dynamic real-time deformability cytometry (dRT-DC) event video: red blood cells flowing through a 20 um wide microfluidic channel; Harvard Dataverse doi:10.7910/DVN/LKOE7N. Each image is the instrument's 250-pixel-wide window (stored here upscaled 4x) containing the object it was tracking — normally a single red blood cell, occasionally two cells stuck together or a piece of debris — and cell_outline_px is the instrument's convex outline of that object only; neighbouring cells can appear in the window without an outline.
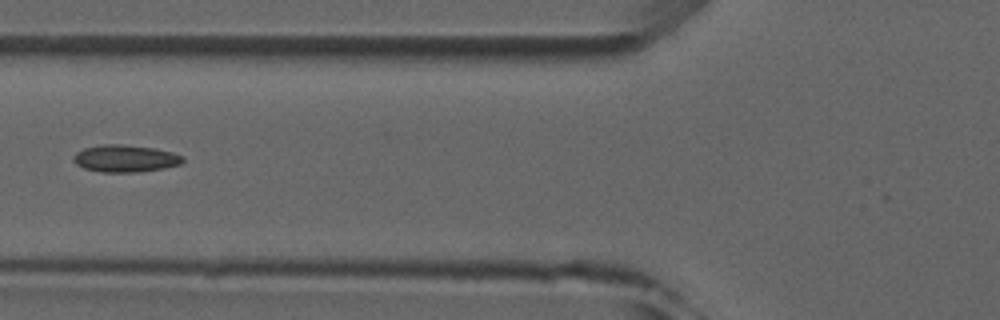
{"species": "common noctule bat (a hibernating species)", "species_latin": "Nyctalus noctula", "temperature_condition": "room temperature", "stored_images_in_passage": 6, "camera_frame_rate_fps": 3000, "um_per_image_px": 0.085, "animal": {"sex": "male", "forearm_length_mm": 52.5}, "frame": {"image": 1, "passage_image": 5, "time_ms": 5.667, "image_size_px": [1000, 320], "cell_outline_px": [[184, 160], [180, 164], [164, 168], [136, 172], [100, 172], [84, 168], [76, 164], [72, 160], [72, 156], [76, 152], [84, 148], [100, 144], [120, 144], [152, 148], [172, 152], [184, 156]], "centroid_in_image_um": [10.61, 13.47], "position_along_channel_um": 115.2, "area_um2": 17.34}}
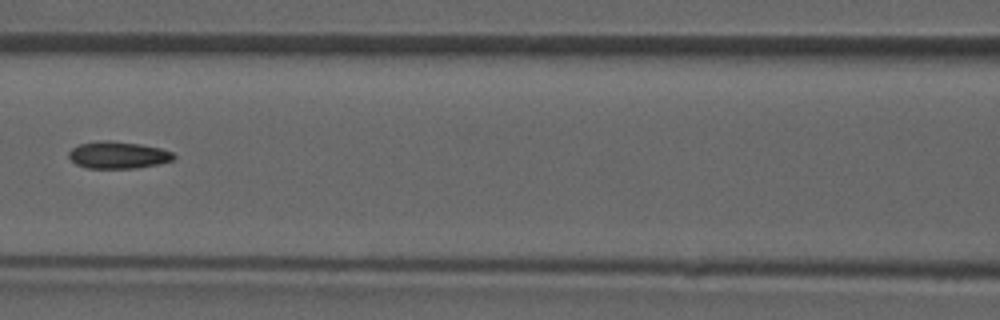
{"frame": {"image": 2, "passage_image": 6, "time_ms": 6.667, "image_size_px": [1000, 320], "cell_outline_px": [[176, 156], [172, 160], [160, 164], [136, 168], [88, 168], [76, 164], [68, 156], [68, 152], [72, 148], [80, 144], [104, 140], [112, 140], [140, 144], [160, 148], [172, 152]], "centroid_in_image_um": [10.04, 13.18], "position_along_channel_um": 156.6, "area_um2": 16.53}}